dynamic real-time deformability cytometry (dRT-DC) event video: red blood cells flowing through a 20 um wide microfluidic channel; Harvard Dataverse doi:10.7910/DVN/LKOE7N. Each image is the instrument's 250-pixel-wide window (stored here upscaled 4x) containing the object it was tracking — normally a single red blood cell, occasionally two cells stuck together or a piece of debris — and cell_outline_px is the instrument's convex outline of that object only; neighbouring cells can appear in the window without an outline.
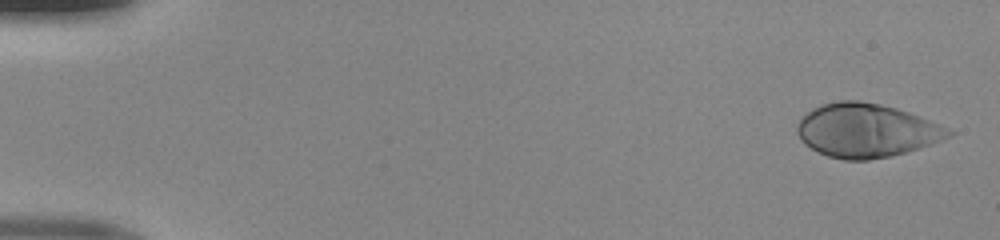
{"species": "human", "species_latin": "Homo sapiens", "temperature_condition": "room temperature", "stored_images_in_passage": 48, "camera_frame_rate_fps": 3000, "um_per_image_px": 0.085, "donor": {"sex": "male"}, "frame": {"image": 1, "passage_image": 1, "time_ms": 0.0, "image_size_px": [1000, 240], "cell_outline_px": [[956, 132], [952, 136], [932, 144], [904, 152], [888, 156], [868, 160], [844, 160], [828, 156], [804, 144], [800, 140], [796, 132], [796, 128], [800, 120], [812, 108], [820, 104], [840, 100], [860, 100], [880, 104], [896, 108], [908, 112], [948, 128]], "centroid_in_image_um": [73.62, 11.08], "position_along_channel_um": 11.4, "area_um2": 47.22}}
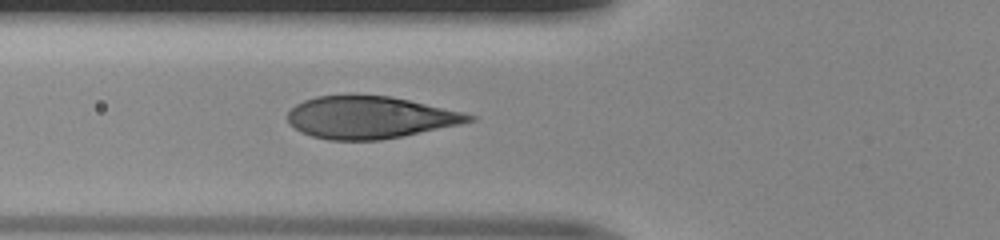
{"frame": {"image": 2, "passage_image": 18, "time_ms": 5.667, "image_size_px": [1000, 240], "cell_outline_px": [[480, 116], [476, 120], [460, 124], [380, 140], [328, 140], [312, 136], [300, 132], [288, 124], [288, 112], [296, 104], [304, 100], [316, 96], [348, 92], [388, 96], [408, 100], [464, 112]], "centroid_in_image_um": [31.4, 9.94], "position_along_channel_um": 94.4, "area_um2": 45.32}}
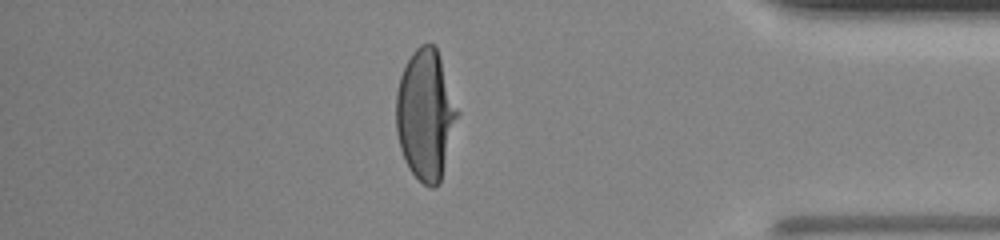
{"frame": {"image": 3, "passage_image": 42, "time_ms": 13.667, "image_size_px": [1000, 240], "cell_outline_px": [[460, 112], [440, 184], [432, 188], [428, 188], [408, 168], [404, 160], [400, 148], [396, 132], [396, 92], [400, 76], [412, 52], [420, 44], [436, 44]], "centroid_in_image_um": [36.19, 9.75], "position_along_channel_um": 399.0, "area_um2": 47.16}}